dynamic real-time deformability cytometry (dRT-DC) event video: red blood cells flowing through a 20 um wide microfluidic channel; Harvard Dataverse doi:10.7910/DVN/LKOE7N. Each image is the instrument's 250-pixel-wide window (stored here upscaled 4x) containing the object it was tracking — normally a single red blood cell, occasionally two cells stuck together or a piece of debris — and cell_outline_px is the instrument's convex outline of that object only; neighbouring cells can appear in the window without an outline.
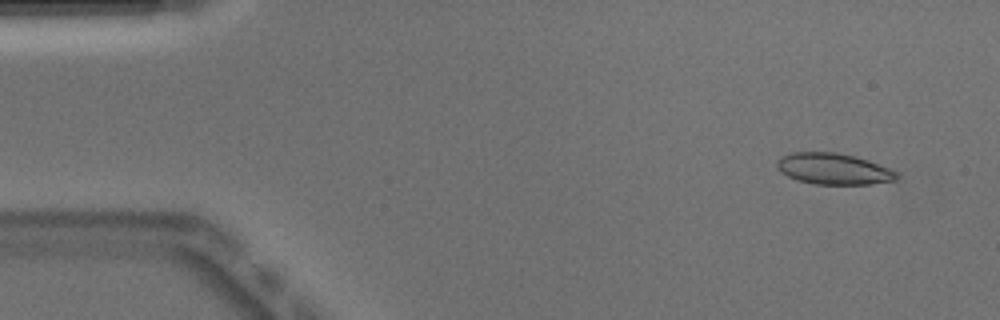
{"species": "Egyptian fruit bat (a non-hibernating species)", "species_latin": "Rousettus aegyptiacus", "temperature_condition": "warm", "stored_images_in_passage": 51, "camera_frame_rate_fps": 3000, "um_per_image_px": 0.085, "animal": {"sex": "male"}, "frame": {"image": 1, "passage_image": 4, "time_ms": 1.0, "image_size_px": [1000, 320], "cell_outline_px": [[900, 176], [896, 180], [868, 184], [816, 184], [796, 180], [780, 172], [776, 168], [776, 160], [780, 156], [792, 152], [836, 152], [856, 156], [868, 160], [888, 168], [896, 172]], "centroid_in_image_um": [70.8, 14.34], "position_along_channel_um": 14.2, "area_um2": 21.91}}
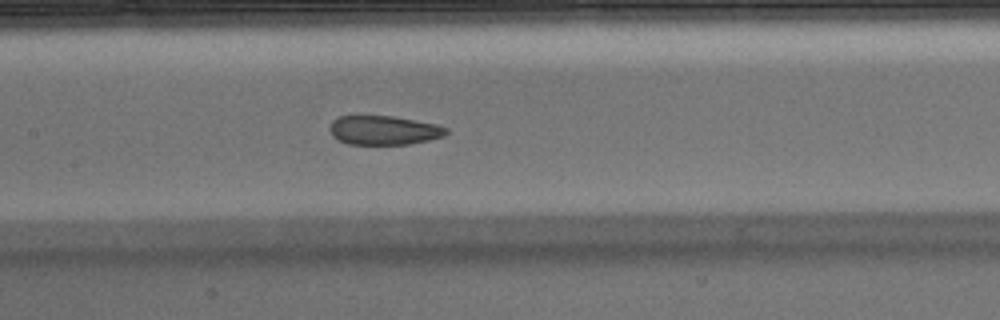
{"frame": {"image": 2, "passage_image": 24, "time_ms": 7.667, "image_size_px": [1000, 320], "cell_outline_px": [[448, 132], [444, 136], [428, 140], [408, 144], [348, 144], [332, 136], [328, 128], [332, 120], [340, 116], [392, 116], [436, 124], [448, 128]], "centroid_in_image_um": [32.61, 11.07], "position_along_channel_um": 174.8, "area_um2": 19.71}}
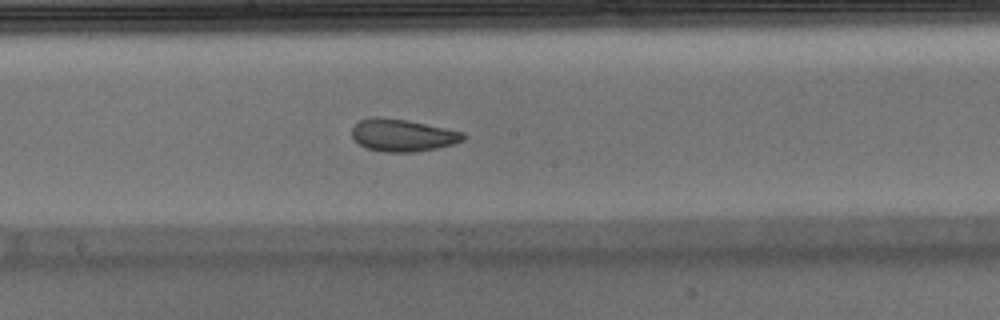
{"frame": {"image": 3, "passage_image": 27, "time_ms": 8.667, "image_size_px": [1000, 320], "cell_outline_px": [[468, 136], [464, 140], [456, 144], [416, 152], [384, 152], [364, 148], [352, 140], [352, 128], [360, 120], [372, 116], [380, 116], [408, 120], [464, 132]], "centroid_in_image_um": [34.21, 11.5], "position_along_channel_um": 214.0, "area_um2": 21.44}, "authors_computed_cell_mechanics": {"area_um2": 21.9062, "velocity_mm_per_s": 3.9234, "shape_relaxation_time_tau1_ms": null, "shape_relaxation_time_tau2_ms": 1.7944, "deformation_change_tau1": null, "deformation_change_tau2": 0.0658}}